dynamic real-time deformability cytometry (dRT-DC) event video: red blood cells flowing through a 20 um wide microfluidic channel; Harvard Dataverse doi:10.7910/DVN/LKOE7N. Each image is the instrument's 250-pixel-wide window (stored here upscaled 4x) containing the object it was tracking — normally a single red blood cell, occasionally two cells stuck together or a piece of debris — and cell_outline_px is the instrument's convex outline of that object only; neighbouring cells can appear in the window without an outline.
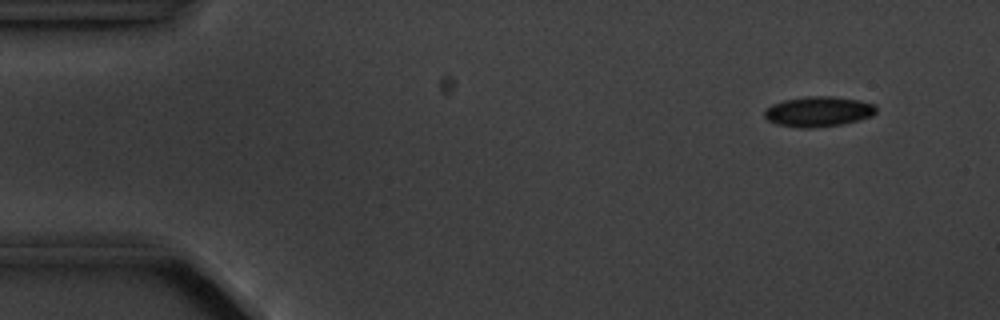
{"species": "common noctule bat (a hibernating species)", "species_latin": "Nyctalus noctula", "temperature_condition": "cold", "stored_images_in_passage": 7, "camera_frame_rate_fps": 3000, "um_per_image_px": 0.085, "animal": {"sex": "male", "body_mass_g": 20.1, "forearm_length_mm": 53.5}, "frame": {"image": 1, "passage_image": 2, "time_ms": 1.333, "image_size_px": [1000, 320], "cell_outline_px": [[876, 112], [872, 116], [840, 124], [812, 128], [800, 128], [776, 124], [768, 120], [764, 116], [764, 108], [772, 104], [784, 100], [804, 96], [832, 96], [860, 100], [876, 104]], "centroid_in_image_um": [69.54, 9.47], "position_along_channel_um": 15.5, "area_um2": 19.77}}
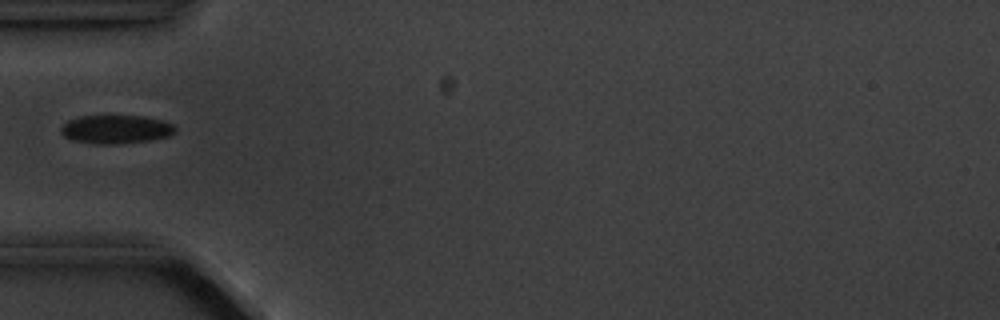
{"frame": {"image": 2, "passage_image": 5, "time_ms": 5.667, "image_size_px": [1000, 320], "cell_outline_px": [[176, 132], [168, 136], [148, 140], [116, 144], [92, 144], [72, 140], [64, 136], [60, 132], [60, 128], [68, 120], [80, 116], [144, 116], [164, 120], [172, 124], [176, 128]], "centroid_in_image_um": [9.84, 10.99], "position_along_channel_um": 75.2, "area_um2": 19.07}}